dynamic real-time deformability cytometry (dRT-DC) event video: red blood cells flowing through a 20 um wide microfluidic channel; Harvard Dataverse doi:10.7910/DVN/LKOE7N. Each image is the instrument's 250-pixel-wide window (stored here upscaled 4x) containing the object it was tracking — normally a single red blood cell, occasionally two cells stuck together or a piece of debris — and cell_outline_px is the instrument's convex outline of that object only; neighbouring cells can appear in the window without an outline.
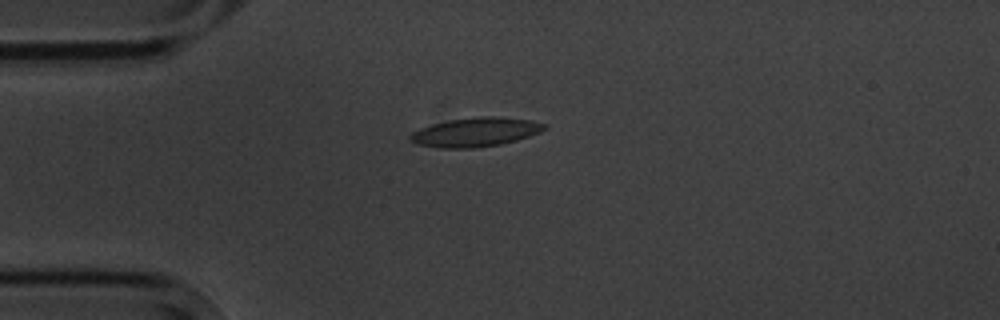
{"species": "common noctule bat (a hibernating species)", "species_latin": "Nyctalus noctula", "temperature_condition": "cold", "stored_images_in_passage": 8, "camera_frame_rate_fps": 3000, "um_per_image_px": 0.085, "animal": {"sex": "male", "body_mass_g": 20.1, "forearm_length_mm": 53.5}, "frame": {"image": 1, "passage_image": 4, "time_ms": 3.333, "image_size_px": [1000, 320], "cell_outline_px": [[548, 128], [540, 132], [516, 140], [500, 144], [476, 148], [440, 148], [420, 144], [412, 140], [408, 136], [412, 132], [420, 128], [432, 124], [448, 120], [480, 116], [492, 116], [528, 120], [548, 124]], "centroid_in_image_um": [40.44, 11.23], "position_along_channel_um": 44.6, "area_um2": 22.54}}
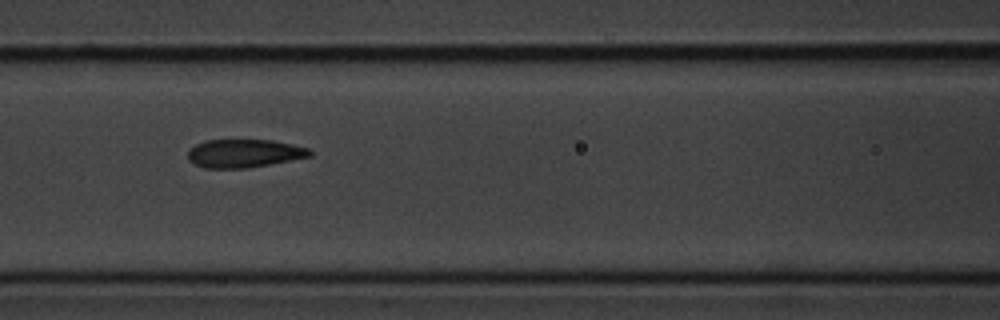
{"frame": {"image": 2, "passage_image": 7, "time_ms": 6.667, "image_size_px": [1000, 320], "cell_outline_px": [[312, 156], [248, 168], [204, 168], [188, 160], [188, 152], [196, 144], [204, 140], [272, 140], [292, 144], [308, 148], [312, 152]], "centroid_in_image_um": [20.76, 13.03], "position_along_channel_um": 145.8, "area_um2": 20.0}}
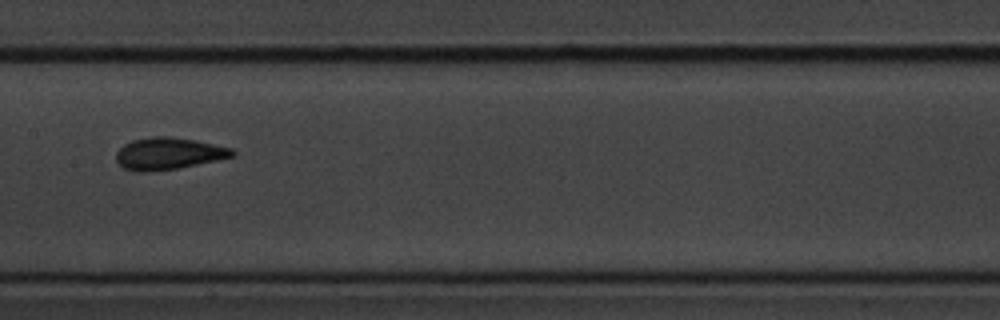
{"frame": {"image": 3, "passage_image": 8, "time_ms": 8.0, "image_size_px": [1000, 320], "cell_outline_px": [[236, 156], [176, 168], [144, 172], [136, 172], [124, 168], [116, 160], [116, 152], [124, 144], [132, 140], [152, 136], [168, 136], [192, 140], [232, 148], [236, 152]], "centroid_in_image_um": [14.3, 13.05], "position_along_channel_um": 193.1, "area_um2": 21.39}}